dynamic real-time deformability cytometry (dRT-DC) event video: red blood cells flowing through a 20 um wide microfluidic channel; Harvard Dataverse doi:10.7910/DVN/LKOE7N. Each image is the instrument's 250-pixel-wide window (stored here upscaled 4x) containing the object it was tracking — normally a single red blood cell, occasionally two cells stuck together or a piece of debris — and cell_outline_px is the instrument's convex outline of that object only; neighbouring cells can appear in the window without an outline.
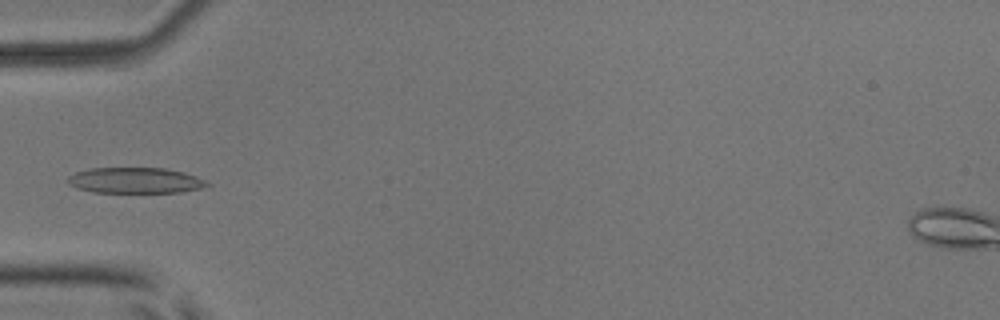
{"species": "common noctule bat (a hibernating species)", "species_latin": "Nyctalus noctula", "temperature_condition": "room temperature", "stored_images_in_passage": 6, "camera_frame_rate_fps": 3000, "um_per_image_px": 0.085, "animal": {"sex": "male", "body_mass_g": 17.9, "forearm_length_mm": 54.2}, "frame": {"image": 1, "passage_image": 5, "time_ms": 4.667, "image_size_px": [1000, 320], "cell_outline_px": [[212, 184], [200, 188], [180, 192], [92, 192], [76, 188], [68, 184], [68, 176], [76, 172], [92, 168], [164, 168], [184, 172], [196, 176]], "centroid_in_image_um": [11.48, 15.33], "position_along_channel_um": 73.5, "area_um2": 20.81}}
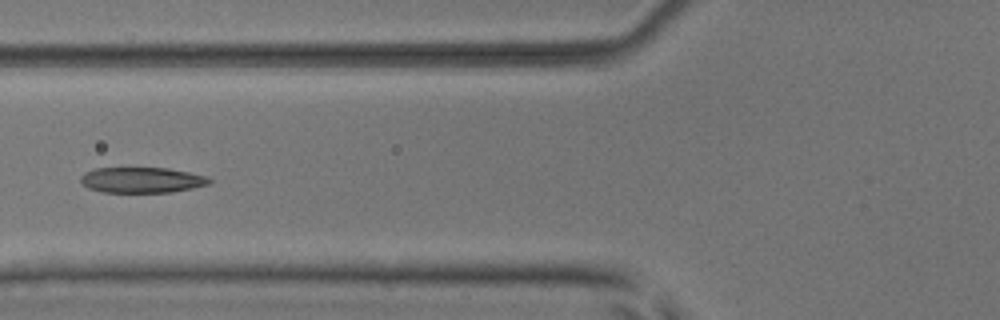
{"frame": {"image": 2, "passage_image": 6, "time_ms": 5.667, "image_size_px": [1000, 320], "cell_outline_px": [[212, 184], [172, 192], [104, 192], [88, 188], [80, 180], [80, 176], [84, 172], [96, 168], [168, 168], [208, 176], [212, 180]], "centroid_in_image_um": [12.09, 15.3], "position_along_channel_um": 113.7, "area_um2": 19.25}}